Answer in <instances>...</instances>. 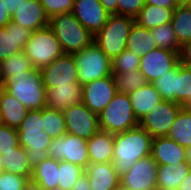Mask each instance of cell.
Listing matches in <instances>:
<instances>
[{
    "instance_id": "cell-20",
    "label": "cell",
    "mask_w": 191,
    "mask_h": 190,
    "mask_svg": "<svg viewBox=\"0 0 191 190\" xmlns=\"http://www.w3.org/2000/svg\"><path fill=\"white\" fill-rule=\"evenodd\" d=\"M85 174L92 190H113L120 186V175L112 162L89 164Z\"/></svg>"
},
{
    "instance_id": "cell-38",
    "label": "cell",
    "mask_w": 191,
    "mask_h": 190,
    "mask_svg": "<svg viewBox=\"0 0 191 190\" xmlns=\"http://www.w3.org/2000/svg\"><path fill=\"white\" fill-rule=\"evenodd\" d=\"M140 57L125 49L112 60V74L136 73L139 70Z\"/></svg>"
},
{
    "instance_id": "cell-17",
    "label": "cell",
    "mask_w": 191,
    "mask_h": 190,
    "mask_svg": "<svg viewBox=\"0 0 191 190\" xmlns=\"http://www.w3.org/2000/svg\"><path fill=\"white\" fill-rule=\"evenodd\" d=\"M32 31L13 21L0 28V62L8 56L21 52L29 40Z\"/></svg>"
},
{
    "instance_id": "cell-2",
    "label": "cell",
    "mask_w": 191,
    "mask_h": 190,
    "mask_svg": "<svg viewBox=\"0 0 191 190\" xmlns=\"http://www.w3.org/2000/svg\"><path fill=\"white\" fill-rule=\"evenodd\" d=\"M17 130L19 145L26 150L29 163L33 168L48 157L52 140L43 130L42 109L28 110Z\"/></svg>"
},
{
    "instance_id": "cell-12",
    "label": "cell",
    "mask_w": 191,
    "mask_h": 190,
    "mask_svg": "<svg viewBox=\"0 0 191 190\" xmlns=\"http://www.w3.org/2000/svg\"><path fill=\"white\" fill-rule=\"evenodd\" d=\"M40 73L46 89L79 83L78 68L73 54L63 53L51 64L41 68Z\"/></svg>"
},
{
    "instance_id": "cell-37",
    "label": "cell",
    "mask_w": 191,
    "mask_h": 190,
    "mask_svg": "<svg viewBox=\"0 0 191 190\" xmlns=\"http://www.w3.org/2000/svg\"><path fill=\"white\" fill-rule=\"evenodd\" d=\"M177 72L178 64L168 71V73L152 82L156 90L160 93L162 100L176 102Z\"/></svg>"
},
{
    "instance_id": "cell-7",
    "label": "cell",
    "mask_w": 191,
    "mask_h": 190,
    "mask_svg": "<svg viewBox=\"0 0 191 190\" xmlns=\"http://www.w3.org/2000/svg\"><path fill=\"white\" fill-rule=\"evenodd\" d=\"M23 52L31 60L35 70L51 64L63 54L60 42L49 25L31 33Z\"/></svg>"
},
{
    "instance_id": "cell-11",
    "label": "cell",
    "mask_w": 191,
    "mask_h": 190,
    "mask_svg": "<svg viewBox=\"0 0 191 190\" xmlns=\"http://www.w3.org/2000/svg\"><path fill=\"white\" fill-rule=\"evenodd\" d=\"M181 108V104L162 100L139 121V126L153 138L168 136L170 128Z\"/></svg>"
},
{
    "instance_id": "cell-54",
    "label": "cell",
    "mask_w": 191,
    "mask_h": 190,
    "mask_svg": "<svg viewBox=\"0 0 191 190\" xmlns=\"http://www.w3.org/2000/svg\"><path fill=\"white\" fill-rule=\"evenodd\" d=\"M182 107L191 112V98Z\"/></svg>"
},
{
    "instance_id": "cell-53",
    "label": "cell",
    "mask_w": 191,
    "mask_h": 190,
    "mask_svg": "<svg viewBox=\"0 0 191 190\" xmlns=\"http://www.w3.org/2000/svg\"><path fill=\"white\" fill-rule=\"evenodd\" d=\"M175 5L178 6H188L189 5V0H174Z\"/></svg>"
},
{
    "instance_id": "cell-50",
    "label": "cell",
    "mask_w": 191,
    "mask_h": 190,
    "mask_svg": "<svg viewBox=\"0 0 191 190\" xmlns=\"http://www.w3.org/2000/svg\"><path fill=\"white\" fill-rule=\"evenodd\" d=\"M177 190H191V169L181 182Z\"/></svg>"
},
{
    "instance_id": "cell-9",
    "label": "cell",
    "mask_w": 191,
    "mask_h": 190,
    "mask_svg": "<svg viewBox=\"0 0 191 190\" xmlns=\"http://www.w3.org/2000/svg\"><path fill=\"white\" fill-rule=\"evenodd\" d=\"M48 157L76 164L84 170L90 164L87 140L69 133L51 140Z\"/></svg>"
},
{
    "instance_id": "cell-6",
    "label": "cell",
    "mask_w": 191,
    "mask_h": 190,
    "mask_svg": "<svg viewBox=\"0 0 191 190\" xmlns=\"http://www.w3.org/2000/svg\"><path fill=\"white\" fill-rule=\"evenodd\" d=\"M99 128L111 134H118L139 126L134 116L129 95L116 93L111 102L98 115Z\"/></svg>"
},
{
    "instance_id": "cell-26",
    "label": "cell",
    "mask_w": 191,
    "mask_h": 190,
    "mask_svg": "<svg viewBox=\"0 0 191 190\" xmlns=\"http://www.w3.org/2000/svg\"><path fill=\"white\" fill-rule=\"evenodd\" d=\"M191 166L185 162L174 165H158L157 190H177L181 182L189 173Z\"/></svg>"
},
{
    "instance_id": "cell-41",
    "label": "cell",
    "mask_w": 191,
    "mask_h": 190,
    "mask_svg": "<svg viewBox=\"0 0 191 190\" xmlns=\"http://www.w3.org/2000/svg\"><path fill=\"white\" fill-rule=\"evenodd\" d=\"M30 180L18 174L0 173V190H25Z\"/></svg>"
},
{
    "instance_id": "cell-52",
    "label": "cell",
    "mask_w": 191,
    "mask_h": 190,
    "mask_svg": "<svg viewBox=\"0 0 191 190\" xmlns=\"http://www.w3.org/2000/svg\"><path fill=\"white\" fill-rule=\"evenodd\" d=\"M25 190H43V189H41L40 187H38L36 184L30 182V183L26 186Z\"/></svg>"
},
{
    "instance_id": "cell-18",
    "label": "cell",
    "mask_w": 191,
    "mask_h": 190,
    "mask_svg": "<svg viewBox=\"0 0 191 190\" xmlns=\"http://www.w3.org/2000/svg\"><path fill=\"white\" fill-rule=\"evenodd\" d=\"M49 20L39 0H26L11 15V21L32 32L48 26Z\"/></svg>"
},
{
    "instance_id": "cell-14",
    "label": "cell",
    "mask_w": 191,
    "mask_h": 190,
    "mask_svg": "<svg viewBox=\"0 0 191 190\" xmlns=\"http://www.w3.org/2000/svg\"><path fill=\"white\" fill-rule=\"evenodd\" d=\"M179 63V54L169 49L156 48L140 57L139 71L147 83L168 73Z\"/></svg>"
},
{
    "instance_id": "cell-16",
    "label": "cell",
    "mask_w": 191,
    "mask_h": 190,
    "mask_svg": "<svg viewBox=\"0 0 191 190\" xmlns=\"http://www.w3.org/2000/svg\"><path fill=\"white\" fill-rule=\"evenodd\" d=\"M72 13L93 36L106 24L110 15L100 0H74Z\"/></svg>"
},
{
    "instance_id": "cell-55",
    "label": "cell",
    "mask_w": 191,
    "mask_h": 190,
    "mask_svg": "<svg viewBox=\"0 0 191 190\" xmlns=\"http://www.w3.org/2000/svg\"><path fill=\"white\" fill-rule=\"evenodd\" d=\"M4 171V165H3V156L2 153H0V173Z\"/></svg>"
},
{
    "instance_id": "cell-42",
    "label": "cell",
    "mask_w": 191,
    "mask_h": 190,
    "mask_svg": "<svg viewBox=\"0 0 191 190\" xmlns=\"http://www.w3.org/2000/svg\"><path fill=\"white\" fill-rule=\"evenodd\" d=\"M49 18L72 12L74 0H39Z\"/></svg>"
},
{
    "instance_id": "cell-30",
    "label": "cell",
    "mask_w": 191,
    "mask_h": 190,
    "mask_svg": "<svg viewBox=\"0 0 191 190\" xmlns=\"http://www.w3.org/2000/svg\"><path fill=\"white\" fill-rule=\"evenodd\" d=\"M174 9L145 5L134 18L135 23L143 28L151 29L165 23H170Z\"/></svg>"
},
{
    "instance_id": "cell-51",
    "label": "cell",
    "mask_w": 191,
    "mask_h": 190,
    "mask_svg": "<svg viewBox=\"0 0 191 190\" xmlns=\"http://www.w3.org/2000/svg\"><path fill=\"white\" fill-rule=\"evenodd\" d=\"M186 163L191 166V146L185 148Z\"/></svg>"
},
{
    "instance_id": "cell-10",
    "label": "cell",
    "mask_w": 191,
    "mask_h": 190,
    "mask_svg": "<svg viewBox=\"0 0 191 190\" xmlns=\"http://www.w3.org/2000/svg\"><path fill=\"white\" fill-rule=\"evenodd\" d=\"M157 162L152 156L135 161L120 175V186L126 190H157Z\"/></svg>"
},
{
    "instance_id": "cell-28",
    "label": "cell",
    "mask_w": 191,
    "mask_h": 190,
    "mask_svg": "<svg viewBox=\"0 0 191 190\" xmlns=\"http://www.w3.org/2000/svg\"><path fill=\"white\" fill-rule=\"evenodd\" d=\"M4 171L31 179L32 170L26 150L19 145L15 150L2 153Z\"/></svg>"
},
{
    "instance_id": "cell-40",
    "label": "cell",
    "mask_w": 191,
    "mask_h": 190,
    "mask_svg": "<svg viewBox=\"0 0 191 190\" xmlns=\"http://www.w3.org/2000/svg\"><path fill=\"white\" fill-rule=\"evenodd\" d=\"M18 146V130L0 123V153L15 150Z\"/></svg>"
},
{
    "instance_id": "cell-27",
    "label": "cell",
    "mask_w": 191,
    "mask_h": 190,
    "mask_svg": "<svg viewBox=\"0 0 191 190\" xmlns=\"http://www.w3.org/2000/svg\"><path fill=\"white\" fill-rule=\"evenodd\" d=\"M34 70L23 51L8 56L0 62V85L9 77H29Z\"/></svg>"
},
{
    "instance_id": "cell-19",
    "label": "cell",
    "mask_w": 191,
    "mask_h": 190,
    "mask_svg": "<svg viewBox=\"0 0 191 190\" xmlns=\"http://www.w3.org/2000/svg\"><path fill=\"white\" fill-rule=\"evenodd\" d=\"M151 156L158 165H174L185 162V148L168 136L154 137Z\"/></svg>"
},
{
    "instance_id": "cell-4",
    "label": "cell",
    "mask_w": 191,
    "mask_h": 190,
    "mask_svg": "<svg viewBox=\"0 0 191 190\" xmlns=\"http://www.w3.org/2000/svg\"><path fill=\"white\" fill-rule=\"evenodd\" d=\"M134 18L126 15L111 14L106 24L94 35L93 42L112 61L125 49Z\"/></svg>"
},
{
    "instance_id": "cell-31",
    "label": "cell",
    "mask_w": 191,
    "mask_h": 190,
    "mask_svg": "<svg viewBox=\"0 0 191 190\" xmlns=\"http://www.w3.org/2000/svg\"><path fill=\"white\" fill-rule=\"evenodd\" d=\"M172 140L176 141L184 148L191 146V112L180 109L177 117L170 128L168 134Z\"/></svg>"
},
{
    "instance_id": "cell-29",
    "label": "cell",
    "mask_w": 191,
    "mask_h": 190,
    "mask_svg": "<svg viewBox=\"0 0 191 190\" xmlns=\"http://www.w3.org/2000/svg\"><path fill=\"white\" fill-rule=\"evenodd\" d=\"M156 48L150 29L143 28L134 23L127 39L126 49L141 57L143 54Z\"/></svg>"
},
{
    "instance_id": "cell-34",
    "label": "cell",
    "mask_w": 191,
    "mask_h": 190,
    "mask_svg": "<svg viewBox=\"0 0 191 190\" xmlns=\"http://www.w3.org/2000/svg\"><path fill=\"white\" fill-rule=\"evenodd\" d=\"M150 33L157 48L169 49L180 54L181 46L177 41L173 24L171 22L151 28Z\"/></svg>"
},
{
    "instance_id": "cell-47",
    "label": "cell",
    "mask_w": 191,
    "mask_h": 190,
    "mask_svg": "<svg viewBox=\"0 0 191 190\" xmlns=\"http://www.w3.org/2000/svg\"><path fill=\"white\" fill-rule=\"evenodd\" d=\"M72 190H92L89 184V177L84 173L74 184Z\"/></svg>"
},
{
    "instance_id": "cell-1",
    "label": "cell",
    "mask_w": 191,
    "mask_h": 190,
    "mask_svg": "<svg viewBox=\"0 0 191 190\" xmlns=\"http://www.w3.org/2000/svg\"><path fill=\"white\" fill-rule=\"evenodd\" d=\"M153 137L140 126L114 134L112 163L119 175L128 171L135 161L151 155Z\"/></svg>"
},
{
    "instance_id": "cell-45",
    "label": "cell",
    "mask_w": 191,
    "mask_h": 190,
    "mask_svg": "<svg viewBox=\"0 0 191 190\" xmlns=\"http://www.w3.org/2000/svg\"><path fill=\"white\" fill-rule=\"evenodd\" d=\"M144 2L145 5H153L160 8L175 9L177 7L174 0H144Z\"/></svg>"
},
{
    "instance_id": "cell-23",
    "label": "cell",
    "mask_w": 191,
    "mask_h": 190,
    "mask_svg": "<svg viewBox=\"0 0 191 190\" xmlns=\"http://www.w3.org/2000/svg\"><path fill=\"white\" fill-rule=\"evenodd\" d=\"M128 95L132 103L134 116L138 122L162 101L160 93L152 83H146Z\"/></svg>"
},
{
    "instance_id": "cell-49",
    "label": "cell",
    "mask_w": 191,
    "mask_h": 190,
    "mask_svg": "<svg viewBox=\"0 0 191 190\" xmlns=\"http://www.w3.org/2000/svg\"><path fill=\"white\" fill-rule=\"evenodd\" d=\"M6 10L12 15L26 0H3Z\"/></svg>"
},
{
    "instance_id": "cell-22",
    "label": "cell",
    "mask_w": 191,
    "mask_h": 190,
    "mask_svg": "<svg viewBox=\"0 0 191 190\" xmlns=\"http://www.w3.org/2000/svg\"><path fill=\"white\" fill-rule=\"evenodd\" d=\"M27 108L14 96L0 88V122L18 129L26 117Z\"/></svg>"
},
{
    "instance_id": "cell-39",
    "label": "cell",
    "mask_w": 191,
    "mask_h": 190,
    "mask_svg": "<svg viewBox=\"0 0 191 190\" xmlns=\"http://www.w3.org/2000/svg\"><path fill=\"white\" fill-rule=\"evenodd\" d=\"M191 98V69L178 63L176 103L182 106Z\"/></svg>"
},
{
    "instance_id": "cell-35",
    "label": "cell",
    "mask_w": 191,
    "mask_h": 190,
    "mask_svg": "<svg viewBox=\"0 0 191 190\" xmlns=\"http://www.w3.org/2000/svg\"><path fill=\"white\" fill-rule=\"evenodd\" d=\"M112 78L118 93L130 94L147 83L145 77L139 70L133 74L129 72L112 74Z\"/></svg>"
},
{
    "instance_id": "cell-44",
    "label": "cell",
    "mask_w": 191,
    "mask_h": 190,
    "mask_svg": "<svg viewBox=\"0 0 191 190\" xmlns=\"http://www.w3.org/2000/svg\"><path fill=\"white\" fill-rule=\"evenodd\" d=\"M179 63L191 69V41H188L181 46Z\"/></svg>"
},
{
    "instance_id": "cell-24",
    "label": "cell",
    "mask_w": 191,
    "mask_h": 190,
    "mask_svg": "<svg viewBox=\"0 0 191 190\" xmlns=\"http://www.w3.org/2000/svg\"><path fill=\"white\" fill-rule=\"evenodd\" d=\"M90 164L112 162L114 134L99 130L87 140Z\"/></svg>"
},
{
    "instance_id": "cell-46",
    "label": "cell",
    "mask_w": 191,
    "mask_h": 190,
    "mask_svg": "<svg viewBox=\"0 0 191 190\" xmlns=\"http://www.w3.org/2000/svg\"><path fill=\"white\" fill-rule=\"evenodd\" d=\"M11 21V14L6 10L3 0H0V28L6 27Z\"/></svg>"
},
{
    "instance_id": "cell-33",
    "label": "cell",
    "mask_w": 191,
    "mask_h": 190,
    "mask_svg": "<svg viewBox=\"0 0 191 190\" xmlns=\"http://www.w3.org/2000/svg\"><path fill=\"white\" fill-rule=\"evenodd\" d=\"M43 130L52 139L62 137L67 133L63 112L42 108Z\"/></svg>"
},
{
    "instance_id": "cell-3",
    "label": "cell",
    "mask_w": 191,
    "mask_h": 190,
    "mask_svg": "<svg viewBox=\"0 0 191 190\" xmlns=\"http://www.w3.org/2000/svg\"><path fill=\"white\" fill-rule=\"evenodd\" d=\"M63 53L73 54L89 46L94 36L76 19L72 12L52 16L49 20Z\"/></svg>"
},
{
    "instance_id": "cell-15",
    "label": "cell",
    "mask_w": 191,
    "mask_h": 190,
    "mask_svg": "<svg viewBox=\"0 0 191 190\" xmlns=\"http://www.w3.org/2000/svg\"><path fill=\"white\" fill-rule=\"evenodd\" d=\"M117 93L112 75L82 85L81 102L99 115Z\"/></svg>"
},
{
    "instance_id": "cell-48",
    "label": "cell",
    "mask_w": 191,
    "mask_h": 190,
    "mask_svg": "<svg viewBox=\"0 0 191 190\" xmlns=\"http://www.w3.org/2000/svg\"><path fill=\"white\" fill-rule=\"evenodd\" d=\"M100 3L108 14H117L118 0H100Z\"/></svg>"
},
{
    "instance_id": "cell-8",
    "label": "cell",
    "mask_w": 191,
    "mask_h": 190,
    "mask_svg": "<svg viewBox=\"0 0 191 190\" xmlns=\"http://www.w3.org/2000/svg\"><path fill=\"white\" fill-rule=\"evenodd\" d=\"M78 68V82H88L112 75V61L92 42L81 51L73 53Z\"/></svg>"
},
{
    "instance_id": "cell-43",
    "label": "cell",
    "mask_w": 191,
    "mask_h": 190,
    "mask_svg": "<svg viewBox=\"0 0 191 190\" xmlns=\"http://www.w3.org/2000/svg\"><path fill=\"white\" fill-rule=\"evenodd\" d=\"M144 6V0H118L117 14L135 18Z\"/></svg>"
},
{
    "instance_id": "cell-36",
    "label": "cell",
    "mask_w": 191,
    "mask_h": 190,
    "mask_svg": "<svg viewBox=\"0 0 191 190\" xmlns=\"http://www.w3.org/2000/svg\"><path fill=\"white\" fill-rule=\"evenodd\" d=\"M58 189L72 190L77 180L85 173V170L76 164L59 161Z\"/></svg>"
},
{
    "instance_id": "cell-21",
    "label": "cell",
    "mask_w": 191,
    "mask_h": 190,
    "mask_svg": "<svg viewBox=\"0 0 191 190\" xmlns=\"http://www.w3.org/2000/svg\"><path fill=\"white\" fill-rule=\"evenodd\" d=\"M81 100L82 85L79 83L46 89V107L49 109L63 112L70 106L80 103Z\"/></svg>"
},
{
    "instance_id": "cell-32",
    "label": "cell",
    "mask_w": 191,
    "mask_h": 190,
    "mask_svg": "<svg viewBox=\"0 0 191 190\" xmlns=\"http://www.w3.org/2000/svg\"><path fill=\"white\" fill-rule=\"evenodd\" d=\"M171 23L180 46L191 41V7H176L172 13Z\"/></svg>"
},
{
    "instance_id": "cell-5",
    "label": "cell",
    "mask_w": 191,
    "mask_h": 190,
    "mask_svg": "<svg viewBox=\"0 0 191 190\" xmlns=\"http://www.w3.org/2000/svg\"><path fill=\"white\" fill-rule=\"evenodd\" d=\"M0 88L14 96L27 110L46 107V88L40 70H34L29 77H9Z\"/></svg>"
},
{
    "instance_id": "cell-56",
    "label": "cell",
    "mask_w": 191,
    "mask_h": 190,
    "mask_svg": "<svg viewBox=\"0 0 191 190\" xmlns=\"http://www.w3.org/2000/svg\"><path fill=\"white\" fill-rule=\"evenodd\" d=\"M113 190H126V189H124L123 187L119 186V187H117V188H115Z\"/></svg>"
},
{
    "instance_id": "cell-25",
    "label": "cell",
    "mask_w": 191,
    "mask_h": 190,
    "mask_svg": "<svg viewBox=\"0 0 191 190\" xmlns=\"http://www.w3.org/2000/svg\"><path fill=\"white\" fill-rule=\"evenodd\" d=\"M59 161L47 157L41 163L33 167L30 182L43 190L58 189Z\"/></svg>"
},
{
    "instance_id": "cell-13",
    "label": "cell",
    "mask_w": 191,
    "mask_h": 190,
    "mask_svg": "<svg viewBox=\"0 0 191 190\" xmlns=\"http://www.w3.org/2000/svg\"><path fill=\"white\" fill-rule=\"evenodd\" d=\"M67 133L89 140L99 128L98 115L82 102L63 111Z\"/></svg>"
}]
</instances>
